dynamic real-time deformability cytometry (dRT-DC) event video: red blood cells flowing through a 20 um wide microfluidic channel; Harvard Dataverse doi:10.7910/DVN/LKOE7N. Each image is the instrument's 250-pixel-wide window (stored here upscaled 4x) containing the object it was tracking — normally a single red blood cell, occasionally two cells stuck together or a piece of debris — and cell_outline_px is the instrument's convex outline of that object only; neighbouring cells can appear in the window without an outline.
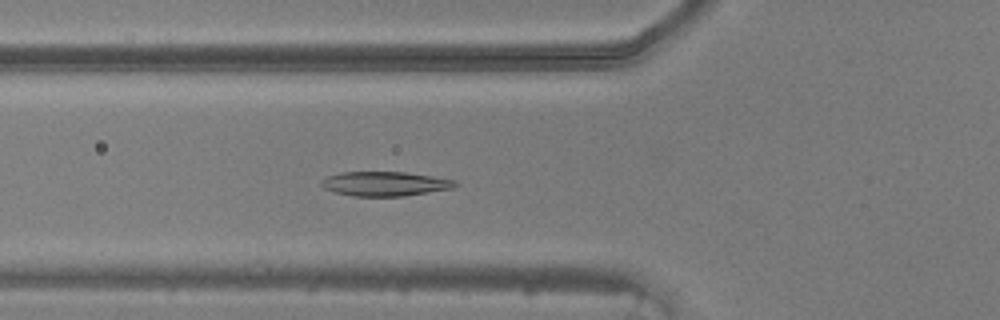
{"species": "common noctule bat (a hibernating species)", "species_latin": "Nyctalus noctula", "temperature_condition": "warm", "stored_images_in_passage": 28, "camera_frame_rate_fps": 3000, "um_per_image_px": 0.085, "animal": {"sex": "male", "body_mass_g": 20.5, "forearm_length_mm": 52.5}, "frame": {"image": 1, "passage_image": 18, "time_ms": 5.667, "image_size_px": [1000, 320], "cell_outline_px": [[460, 184], [452, 188], [404, 196], [352, 196], [336, 192], [324, 188], [320, 184], [320, 180], [328, 176], [340, 172], [404, 172], [432, 176], [456, 180]], "centroid_in_image_um": [32.72, 15.62], "position_along_channel_um": 93.1, "area_um2": 19.02}}
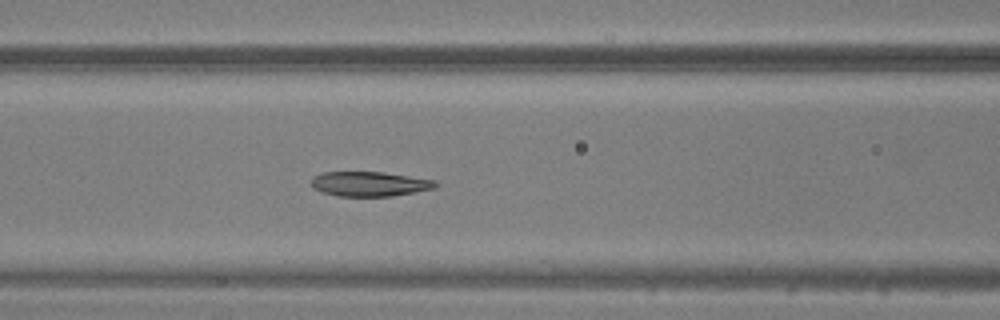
{"frame": {"image": 2, "passage_image": 21, "time_ms": 6.667, "image_size_px": [1000, 320], "cell_outline_px": [[440, 184], [436, 188], [392, 196], [336, 196], [312, 188], [312, 176], [324, 172], [384, 172], [436, 180]], "centroid_in_image_um": [31.45, 15.63], "position_along_channel_um": 135.2, "area_um2": 17.98}}
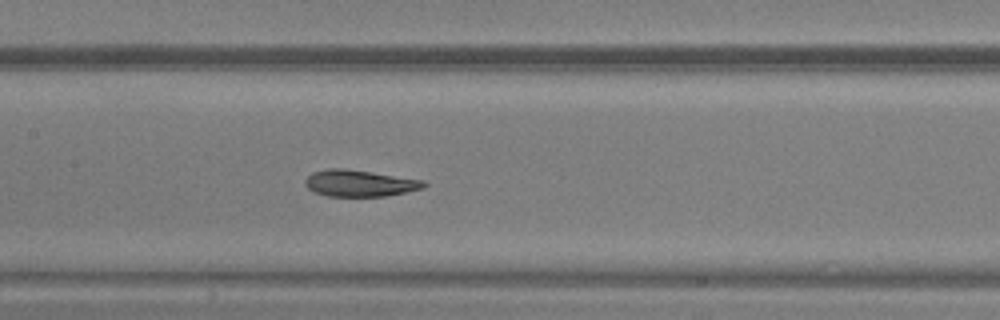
{"frame": {"image": 3, "passage_image": 24, "time_ms": 7.667, "image_size_px": [1000, 320], "cell_outline_px": [[428, 184], [424, 188], [384, 196], [328, 196], [316, 192], [308, 188], [304, 184], [304, 180], [312, 172], [328, 168], [344, 168], [424, 180]], "centroid_in_image_um": [30.55, 15.57], "position_along_channel_um": 176.8, "area_um2": 18.26}}